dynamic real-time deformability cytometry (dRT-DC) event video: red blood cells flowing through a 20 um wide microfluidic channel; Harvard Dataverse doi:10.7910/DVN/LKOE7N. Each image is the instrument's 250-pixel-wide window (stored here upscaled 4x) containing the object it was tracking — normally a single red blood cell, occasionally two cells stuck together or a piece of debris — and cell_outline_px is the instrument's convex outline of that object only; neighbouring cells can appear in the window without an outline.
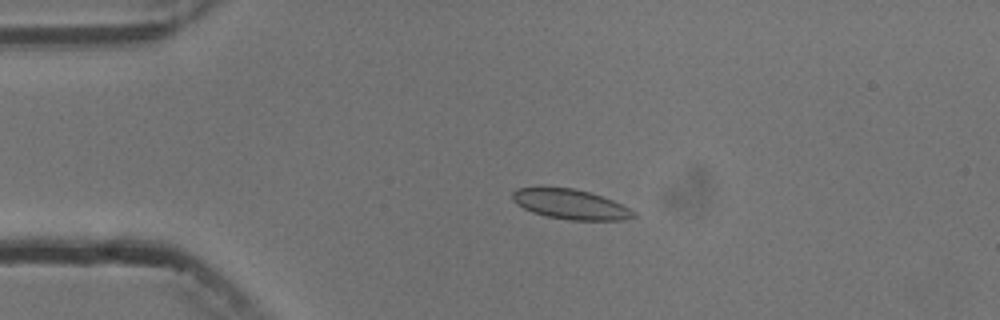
{"species": "common noctule bat (a hibernating species)", "species_latin": "Nyctalus noctula", "temperature_condition": "cold", "stored_images_in_passage": 4, "camera_frame_rate_fps": 3000, "um_per_image_px": 0.085, "animal": {"sex": "male", "body_mass_g": 13.3}, "frame": {"image": 1, "passage_image": 3, "time_ms": 2.333, "image_size_px": [1000, 320], "cell_outline_px": [[636, 216], [624, 220], [568, 220], [548, 216], [532, 212], [516, 204], [512, 200], [512, 192], [516, 188], [536, 184], [540, 184], [572, 188], [592, 192], [604, 196], [636, 212]], "centroid_in_image_um": [48.41, 17.3], "position_along_channel_um": 36.6, "area_um2": 21.91}}